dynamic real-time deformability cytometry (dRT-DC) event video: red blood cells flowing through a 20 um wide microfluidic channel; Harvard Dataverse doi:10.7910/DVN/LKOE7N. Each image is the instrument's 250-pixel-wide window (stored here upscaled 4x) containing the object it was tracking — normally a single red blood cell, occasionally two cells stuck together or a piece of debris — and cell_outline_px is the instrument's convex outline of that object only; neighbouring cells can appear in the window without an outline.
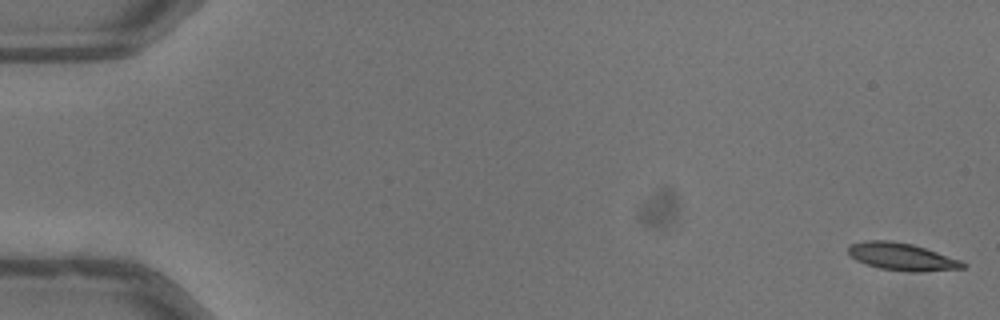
{"species": "common noctule bat (a hibernating species)", "species_latin": "Nyctalus noctula", "temperature_condition": "warm", "stored_images_in_passage": 11, "camera_frame_rate_fps": 3000, "um_per_image_px": 0.085, "animal": {"sex": "male", "body_mass_g": 13.3}, "frame": {"image": 1, "passage_image": 1, "time_ms": 0.0, "image_size_px": [1000, 320], "cell_outline_px": [[968, 264], [964, 268], [924, 272], [908, 272], [880, 268], [856, 260], [848, 252], [848, 244], [864, 240], [888, 240], [912, 244], [960, 260]], "centroid_in_image_um": [76.65, 21.82], "position_along_channel_um": 8.3, "area_um2": 18.26}}